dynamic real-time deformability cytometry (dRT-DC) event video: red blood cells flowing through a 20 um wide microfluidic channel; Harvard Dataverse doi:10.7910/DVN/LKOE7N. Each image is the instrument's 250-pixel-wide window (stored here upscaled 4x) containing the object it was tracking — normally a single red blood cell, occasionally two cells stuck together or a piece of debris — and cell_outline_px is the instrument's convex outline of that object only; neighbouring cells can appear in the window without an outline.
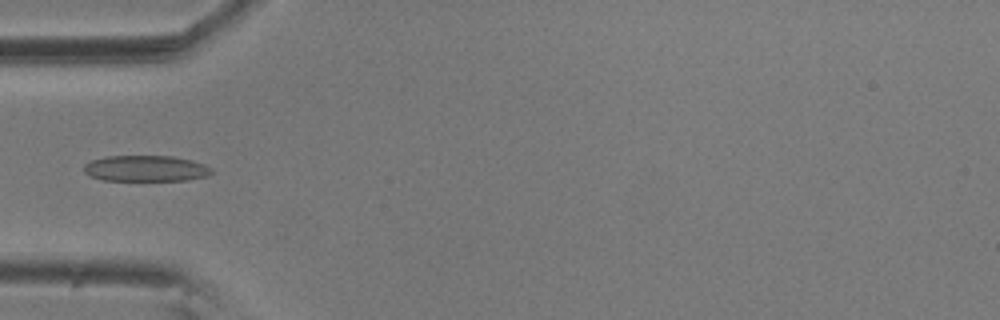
{"species": "common noctule bat (a hibernating species)", "species_latin": "Nyctalus noctula", "temperature_condition": "room temperature", "stored_images_in_passage": 9, "camera_frame_rate_fps": 3000, "um_per_image_px": 0.085, "animal": {"sex": "male", "body_mass_g": 20.5, "forearm_length_mm": 52.5}, "frame": {"image": 1, "passage_image": 4, "time_ms": 1.0, "image_size_px": [1000, 320], "cell_outline_px": [[212, 172], [208, 176], [188, 180], [100, 180], [88, 176], [84, 172], [84, 164], [92, 160], [108, 156], [172, 156], [192, 160], [204, 164], [212, 168]], "centroid_in_image_um": [12.38, 14.32], "position_along_channel_um": 72.6, "area_um2": 19.42}}
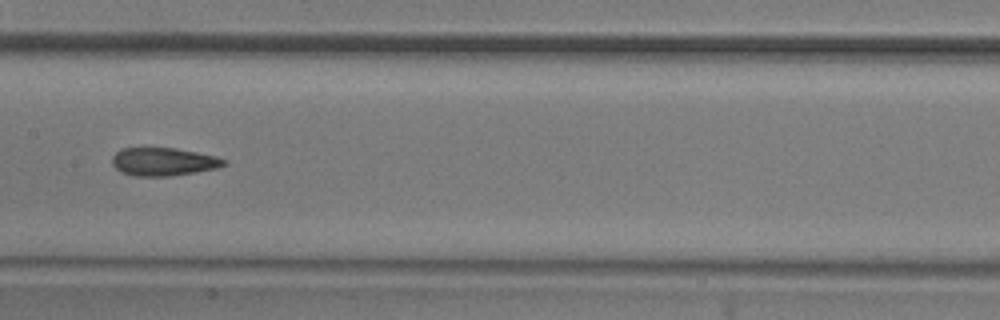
{"frame": {"image": 2, "passage_image": 7, "time_ms": 2.0, "image_size_px": [1000, 320], "cell_outline_px": [[228, 164], [220, 168], [196, 172], [168, 176], [132, 176], [120, 172], [112, 164], [112, 156], [120, 148], [176, 148], [216, 156], [228, 160]], "centroid_in_image_um": [13.92, 13.75], "position_along_channel_um": 193.5, "area_um2": 18.55}}
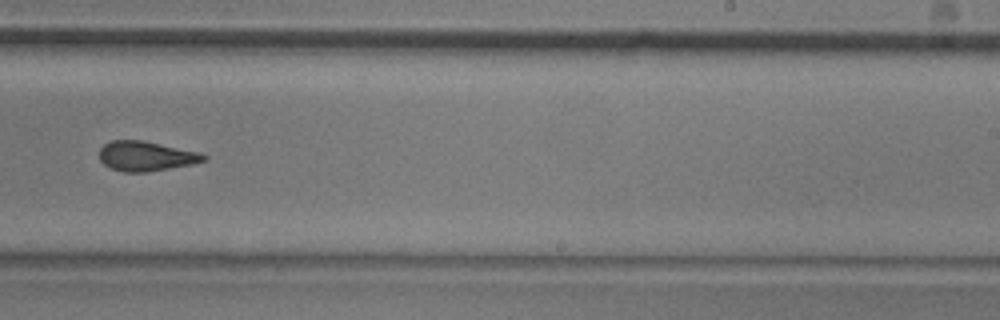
{"frame": {"image": 3, "passage_image": 9, "time_ms": 2.667, "image_size_px": [1000, 320], "cell_outline_px": [[208, 160], [192, 164], [148, 172], [124, 172], [112, 168], [104, 164], [100, 160], [100, 148], [104, 144], [112, 140], [144, 140], [200, 152], [208, 156]], "centroid_in_image_um": [12.45, 13.26], "position_along_channel_um": 276.6, "area_um2": 18.21}}